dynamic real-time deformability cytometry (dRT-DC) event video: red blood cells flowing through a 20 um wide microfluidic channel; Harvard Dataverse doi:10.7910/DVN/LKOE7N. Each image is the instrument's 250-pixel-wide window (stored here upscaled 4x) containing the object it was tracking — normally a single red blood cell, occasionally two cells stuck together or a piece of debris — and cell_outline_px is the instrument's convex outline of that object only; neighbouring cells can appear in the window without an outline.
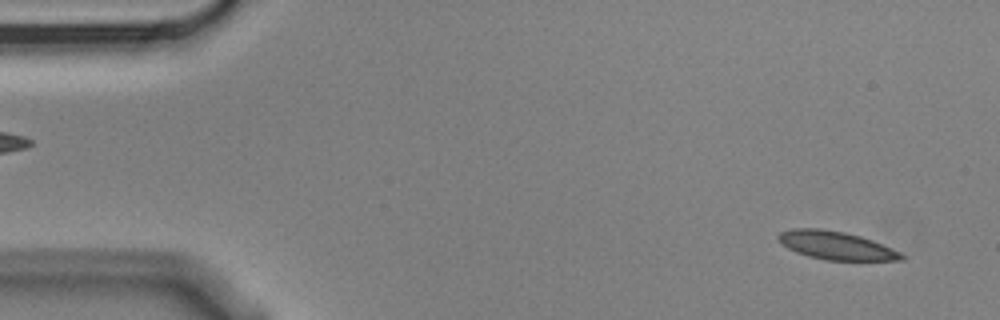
{"species": "Egyptian fruit bat (a non-hibernating species)", "species_latin": "Rousettus aegyptiacus", "temperature_condition": "cold", "stored_images_in_passage": 6, "camera_frame_rate_fps": 3000, "um_per_image_px": 0.085, "animal": {"sex": "male"}, "frame": {"image": 1, "passage_image": 1, "time_ms": 0.0, "image_size_px": [1000, 320], "cell_outline_px": [[904, 260], [824, 260], [808, 256], [796, 252], [788, 248], [776, 236], [780, 232], [792, 228], [820, 228], [844, 232], [860, 236], [872, 240], [900, 252], [904, 256]], "centroid_in_image_um": [71.04, 20.86], "position_along_channel_um": 14.0, "area_um2": 20.06}}
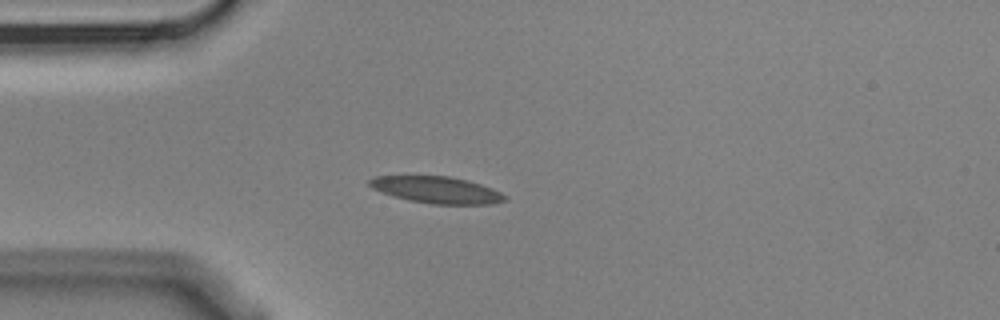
{"frame": {"image": 2, "passage_image": 4, "time_ms": 1.0, "image_size_px": [1000, 320], "cell_outline_px": [[508, 200], [492, 204], [432, 204], [408, 200], [392, 196], [372, 188], [368, 184], [368, 180], [376, 176], [448, 176], [468, 180], [492, 188], [508, 196]], "centroid_in_image_um": [37.14, 16.14], "position_along_channel_um": 47.9, "area_um2": 21.15}}
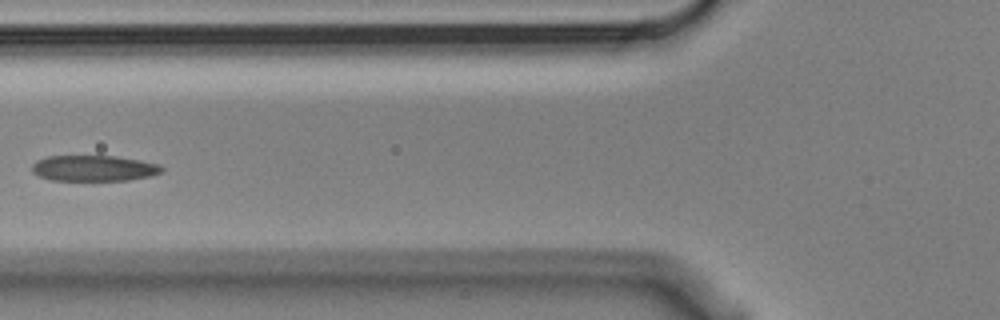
{"frame": {"image": 3, "passage_image": 6, "time_ms": 1.667, "image_size_px": [1000, 320], "cell_outline_px": [[164, 168], [160, 172], [152, 176], [128, 180], [52, 180], [40, 176], [32, 172], [32, 164], [36, 160], [48, 156], [116, 156], [140, 160], [160, 164]], "centroid_in_image_um": [7.99, 14.29], "position_along_channel_um": 117.8, "area_um2": 19.54}}